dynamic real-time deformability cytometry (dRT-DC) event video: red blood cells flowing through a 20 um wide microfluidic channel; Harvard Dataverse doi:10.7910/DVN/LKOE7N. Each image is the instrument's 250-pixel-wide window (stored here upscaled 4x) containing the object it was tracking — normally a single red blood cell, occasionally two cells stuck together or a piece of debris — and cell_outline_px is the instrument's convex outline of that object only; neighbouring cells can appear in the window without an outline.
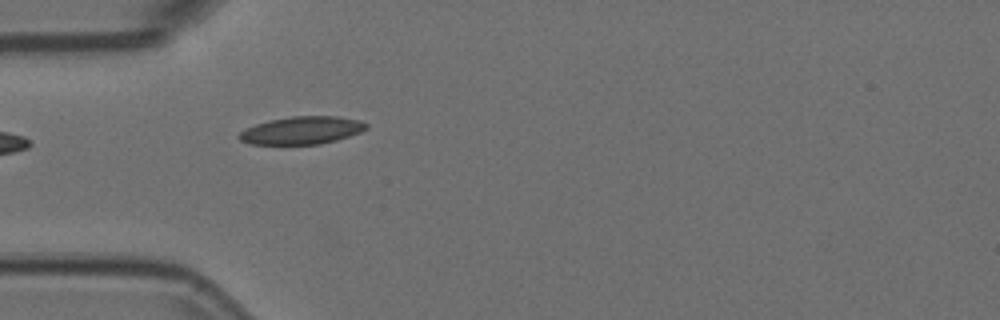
{"species": "Egyptian fruit bat (a non-hibernating species)", "species_latin": "Rousettus aegyptiacus", "temperature_condition": "room temperature", "stored_images_in_passage": 3, "camera_frame_rate_fps": 3000, "um_per_image_px": 0.085, "animal": {"sex": "female"}, "frame": {"image": 1, "passage_image": 3, "time_ms": 0.667, "image_size_px": [1000, 320], "cell_outline_px": [[368, 128], [360, 132], [336, 140], [320, 144], [248, 144], [240, 140], [236, 136], [240, 132], [256, 124], [272, 120], [292, 116], [340, 116], [360, 120], [368, 124]], "centroid_in_image_um": [25.67, 11.08], "position_along_channel_um": 59.3, "area_um2": 20.46}}